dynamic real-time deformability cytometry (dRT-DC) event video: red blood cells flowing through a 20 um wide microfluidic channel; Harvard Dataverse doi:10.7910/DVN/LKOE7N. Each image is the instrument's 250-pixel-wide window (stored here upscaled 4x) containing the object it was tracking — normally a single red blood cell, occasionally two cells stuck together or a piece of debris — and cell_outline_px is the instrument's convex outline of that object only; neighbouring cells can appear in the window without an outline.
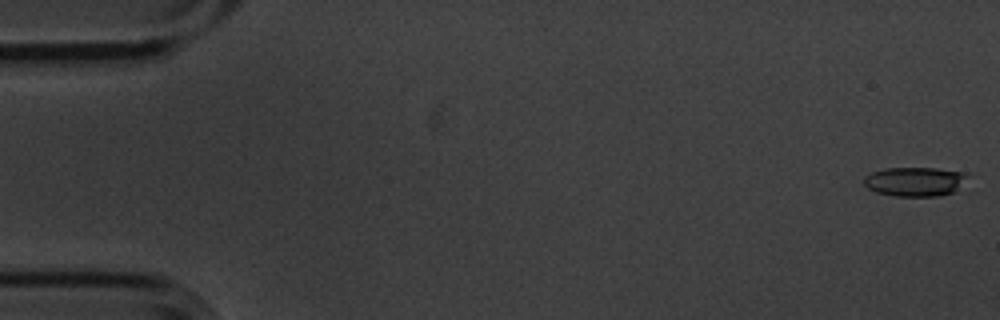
{"species": "common noctule bat (a hibernating species)", "species_latin": "Nyctalus noctula", "temperature_condition": "cold", "stored_images_in_passage": 3, "camera_frame_rate_fps": 3000, "um_per_image_px": 0.085, "animal": {"sex": "male", "body_mass_g": 20.1, "forearm_length_mm": 53.5}, "frame": {"image": 1, "passage_image": 1, "time_ms": 0.0, "image_size_px": [1000, 320], "cell_outline_px": [[968, 172], [956, 192], [940, 196], [896, 196], [876, 192], [868, 188], [864, 184], [864, 176], [872, 172], [884, 168], [936, 168]], "centroid_in_image_um": [77.76, 15.43], "position_along_channel_um": 7.2, "area_um2": 17.69}}